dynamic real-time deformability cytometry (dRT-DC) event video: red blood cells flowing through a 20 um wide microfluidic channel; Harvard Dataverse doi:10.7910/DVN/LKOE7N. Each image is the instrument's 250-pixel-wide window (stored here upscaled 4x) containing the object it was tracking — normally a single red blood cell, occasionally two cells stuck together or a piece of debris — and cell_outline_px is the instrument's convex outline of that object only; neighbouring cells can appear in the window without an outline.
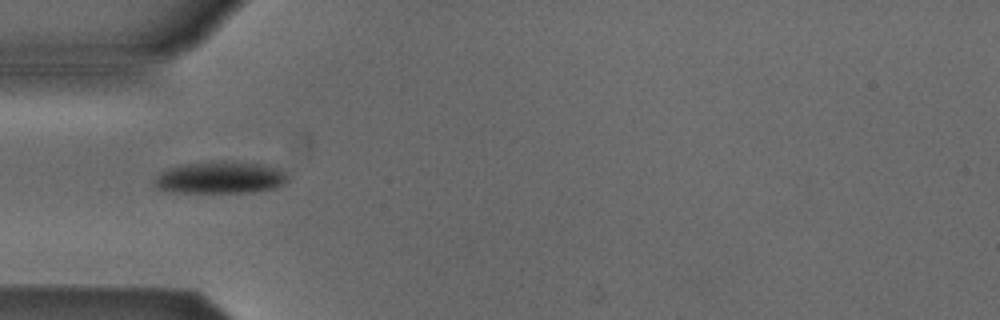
{"species": "Egyptian fruit bat (a non-hibernating species)", "species_latin": "Rousettus aegyptiacus", "temperature_condition": "cold", "stored_images_in_passage": 4, "camera_frame_rate_fps": 3000, "um_per_image_px": 0.085, "animal": {"sex": "male"}, "frame": {"image": 1, "passage_image": 2, "time_ms": 1.0, "image_size_px": [1000, 320], "cell_outline_px": [[288, 180], [284, 184], [276, 188], [252, 192], [184, 192], [156, 188], [152, 184], [152, 180], [160, 172], [168, 168], [184, 164], [212, 160], [224, 160], [260, 164], [276, 168], [284, 172], [288, 176]], "centroid_in_image_um": [18.7, 15.08], "position_along_channel_um": 66.3, "area_um2": 25.09}}
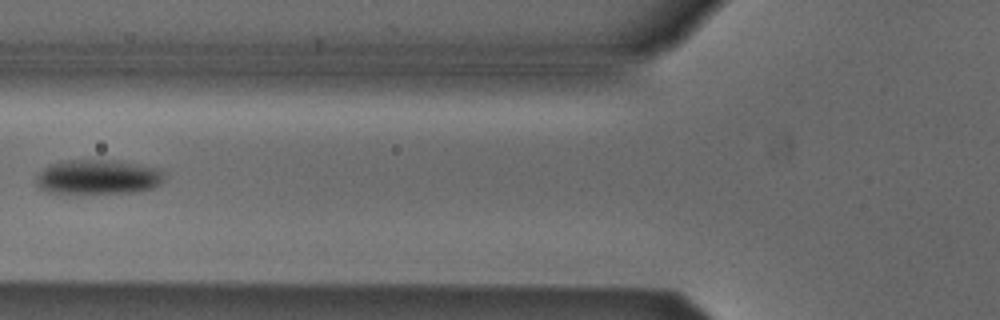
{"frame": {"image": 2, "passage_image": 3, "time_ms": 2.333, "image_size_px": [1000, 320], "cell_outline_px": [[164, 180], [160, 184], [152, 188], [136, 192], [68, 196], [48, 192], [40, 188], [36, 184], [36, 180], [40, 172], [44, 168], [52, 164], [72, 160], [112, 160], [160, 168], [164, 172]], "centroid_in_image_um": [8.33, 15.1], "position_along_channel_um": 117.5, "area_um2": 26.65}}
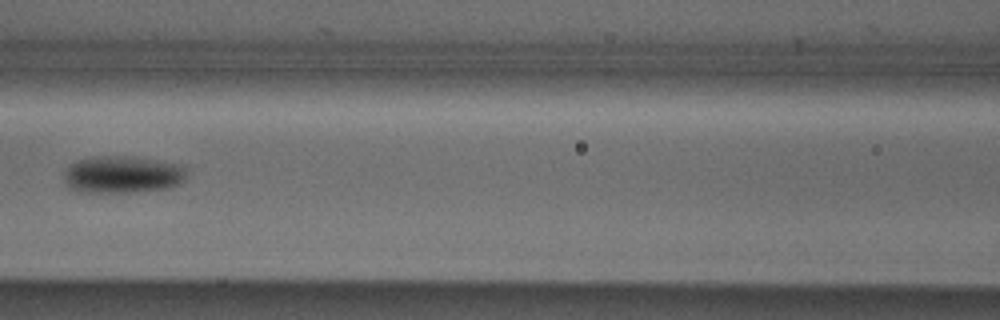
{"frame": {"image": 3, "passage_image": 4, "time_ms": 3.333, "image_size_px": [1000, 320], "cell_outline_px": [[188, 176], [180, 184], [168, 188], [136, 192], [76, 192], [68, 188], [64, 184], [64, 172], [72, 164], [80, 160], [96, 156], [140, 156], [180, 164], [184, 168]], "centroid_in_image_um": [10.44, 14.84], "position_along_channel_um": 156.2, "area_um2": 27.11}}